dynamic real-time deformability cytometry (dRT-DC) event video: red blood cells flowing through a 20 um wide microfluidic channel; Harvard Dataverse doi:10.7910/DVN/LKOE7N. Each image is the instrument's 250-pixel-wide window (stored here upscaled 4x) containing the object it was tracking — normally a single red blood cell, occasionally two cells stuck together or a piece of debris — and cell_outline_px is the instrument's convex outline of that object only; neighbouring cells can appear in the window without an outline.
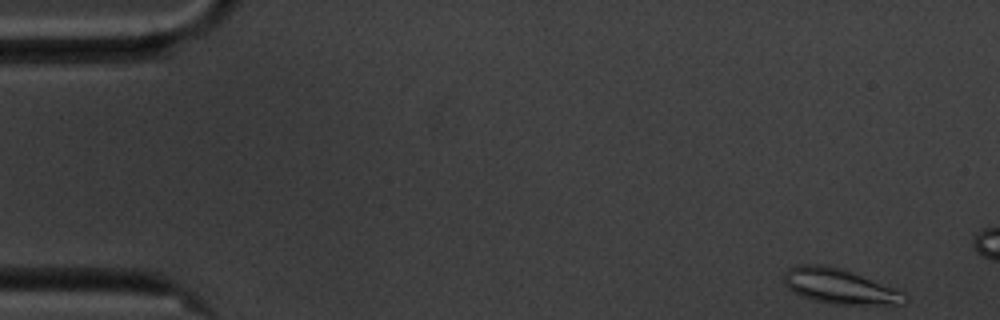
{"species": "common noctule bat (a hibernating species)", "species_latin": "Nyctalus noctula", "temperature_condition": "cold", "stored_images_in_passage": 13, "camera_frame_rate_fps": 3000, "um_per_image_px": 0.085, "animal": {"sex": "male", "body_mass_g": 20.1, "forearm_length_mm": 53.5}, "frame": {"image": 1, "passage_image": 1, "time_ms": 0.0, "image_size_px": [1000, 320], "cell_outline_px": [[908, 300], [904, 304], [832, 304], [816, 300], [804, 296], [788, 288], [784, 284], [784, 272], [788, 268], [796, 264], [820, 264], [844, 268], [904, 292], [908, 296]], "centroid_in_image_um": [71.38, 24.31], "position_along_channel_um": 13.6, "area_um2": 24.68}}